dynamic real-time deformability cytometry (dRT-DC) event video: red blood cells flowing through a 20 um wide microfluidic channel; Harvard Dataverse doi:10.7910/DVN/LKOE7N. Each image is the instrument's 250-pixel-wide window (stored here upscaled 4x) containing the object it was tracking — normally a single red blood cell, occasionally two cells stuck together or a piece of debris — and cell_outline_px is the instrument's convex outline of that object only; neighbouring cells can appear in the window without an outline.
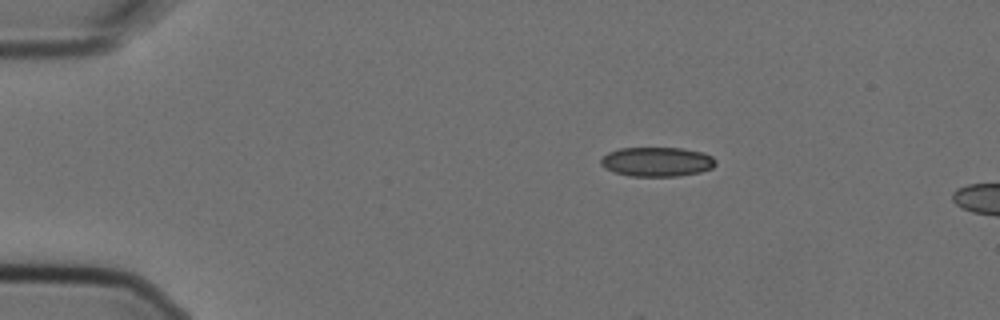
{"species": "Egyptian fruit bat (a non-hibernating species)", "species_latin": "Rousettus aegyptiacus", "temperature_condition": "cold", "stored_images_in_passage": 3, "camera_frame_rate_fps": 3000, "um_per_image_px": 0.085, "animal": {"sex": "female"}, "frame": {"image": 1, "passage_image": 1, "time_ms": 0.0, "image_size_px": [1000, 320], "cell_outline_px": [[716, 164], [712, 168], [700, 172], [676, 176], [628, 176], [604, 168], [600, 164], [600, 160], [608, 152], [620, 148], [684, 148], [704, 152], [712, 156], [716, 160]], "centroid_in_image_um": [55.86, 13.74], "position_along_channel_um": 29.1, "area_um2": 19.77}}